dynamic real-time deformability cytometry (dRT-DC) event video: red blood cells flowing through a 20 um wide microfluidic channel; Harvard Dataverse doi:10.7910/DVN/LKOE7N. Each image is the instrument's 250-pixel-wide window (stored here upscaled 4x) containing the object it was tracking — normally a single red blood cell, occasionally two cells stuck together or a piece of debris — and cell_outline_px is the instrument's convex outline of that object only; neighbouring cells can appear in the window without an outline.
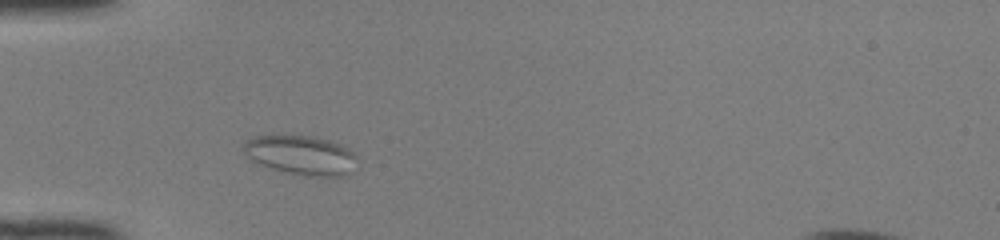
{"species": "common noctule bat (a hibernating species)", "species_latin": "Nyctalus noctula", "temperature_condition": "room temperature", "stored_images_in_passage": 40, "camera_frame_rate_fps": 3000, "um_per_image_px": 0.085, "animal": {"sex": "female", "body_mass_g": 22.0, "forearm_length_mm": 56.7}, "frame": {"image": 1, "passage_image": 6, "time_ms": 1.667, "image_size_px": [1000, 240], "cell_outline_px": [[356, 156], [348, 172], [340, 176], [304, 176], [272, 168], [248, 156], [244, 152], [244, 144], [248, 140], [256, 136], [312, 136], [328, 140], [340, 144], [348, 148]], "centroid_in_image_um": [25.59, 13.17], "position_along_channel_um": 59.4, "area_um2": 25.03}}
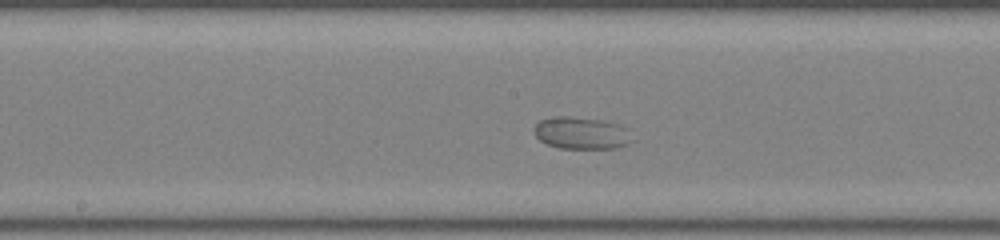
{"frame": {"image": 2, "passage_image": 17, "time_ms": 5.333, "image_size_px": [1000, 240], "cell_outline_px": [[636, 140], [628, 144], [616, 148], [560, 148], [548, 144], [540, 140], [536, 136], [536, 124], [540, 120], [556, 116], [572, 116], [604, 120], [628, 128]], "centroid_in_image_um": [49.5, 11.3], "position_along_channel_um": 198.7, "area_um2": 18.5}}
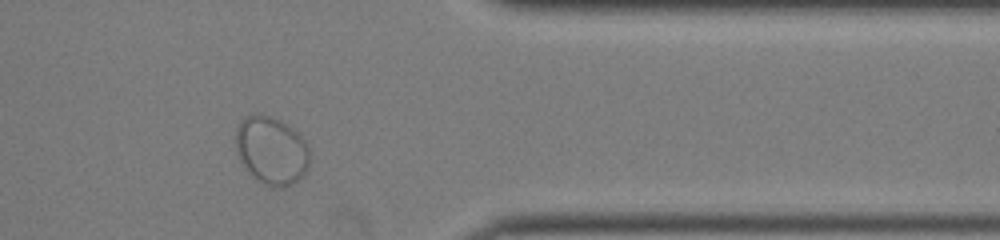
{"frame": {"image": 3, "passage_image": 32, "time_ms": 10.333, "image_size_px": [1000, 240], "cell_outline_px": [[308, 168], [304, 176], [292, 184], [284, 188], [272, 188], [256, 180], [248, 172], [240, 160], [236, 152], [236, 128], [240, 120], [252, 112], [256, 112], [280, 120], [292, 128], [308, 144]], "centroid_in_image_um": [23.05, 12.8], "position_along_channel_um": 388.3, "area_um2": 29.71}}